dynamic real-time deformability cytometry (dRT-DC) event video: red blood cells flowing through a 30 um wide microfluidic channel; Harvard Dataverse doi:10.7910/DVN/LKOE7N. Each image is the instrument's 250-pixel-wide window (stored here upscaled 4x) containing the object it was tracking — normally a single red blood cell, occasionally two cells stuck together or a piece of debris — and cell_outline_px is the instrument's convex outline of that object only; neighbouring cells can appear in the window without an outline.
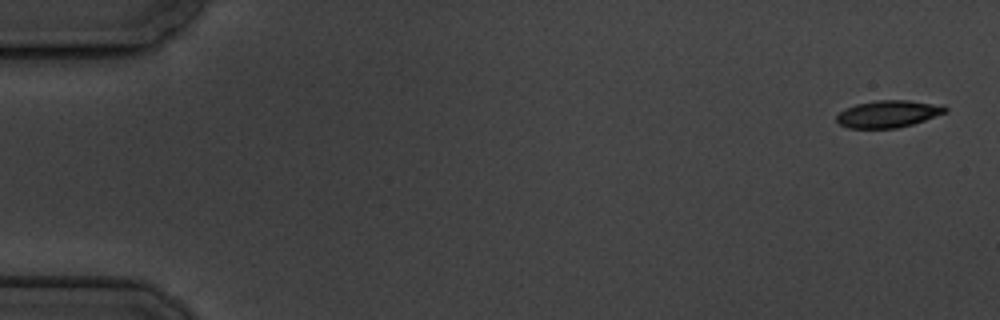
{"species": "common noctule bat (a hibernating species)", "species_latin": "Nyctalus noctula", "temperature_condition": "cold", "stored_images_in_passage": 5, "camera_frame_rate_fps": 3000, "um_per_image_px": 0.085, "animal": {"sex": "male", "body_mass_g": 19.5, "forearm_length_mm": 54.6}, "frame": {"image": 1, "passage_image": 1, "time_ms": 0.0, "image_size_px": [1000, 320], "cell_outline_px": [[948, 112], [912, 124], [896, 128], [848, 128], [840, 124], [836, 120], [836, 116], [844, 108], [856, 104], [876, 100], [908, 100], [944, 104], [948, 108]], "centroid_in_image_um": [75.53, 9.67], "position_along_channel_um": 9.5, "area_um2": 17.34}}
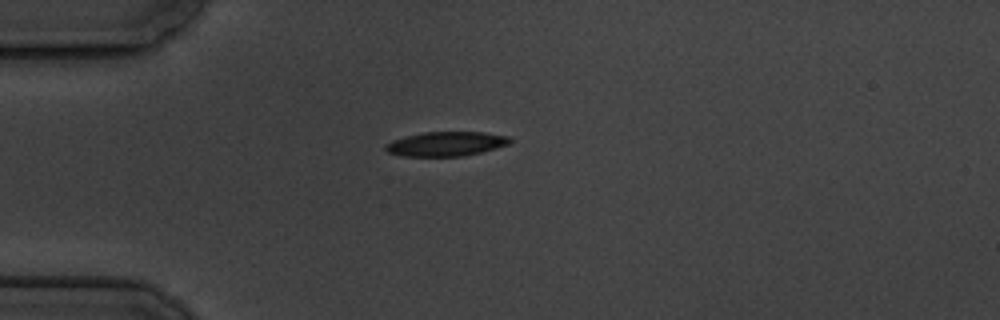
{"frame": {"image": 2, "passage_image": 5, "time_ms": 4.667, "image_size_px": [1000, 320], "cell_outline_px": [[512, 140], [508, 144], [496, 148], [480, 152], [460, 156], [404, 156], [388, 152], [384, 148], [384, 144], [392, 140], [424, 132], [484, 132], [508, 136]], "centroid_in_image_um": [37.9, 12.22], "position_along_channel_um": 47.1, "area_um2": 17.51}}